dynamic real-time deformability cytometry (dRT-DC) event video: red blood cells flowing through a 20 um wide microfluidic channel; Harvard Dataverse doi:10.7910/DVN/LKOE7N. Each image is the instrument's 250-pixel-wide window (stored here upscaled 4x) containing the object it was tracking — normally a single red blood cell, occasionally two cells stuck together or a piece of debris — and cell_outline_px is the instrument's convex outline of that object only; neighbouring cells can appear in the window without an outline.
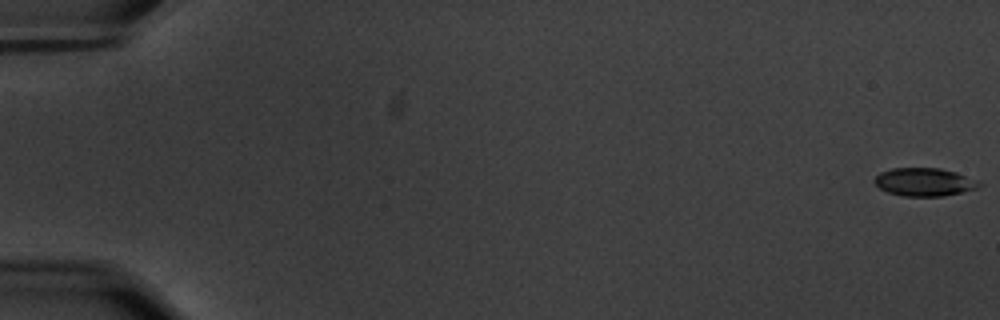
{"species": "common noctule bat (a hibernating species)", "species_latin": "Nyctalus noctula", "temperature_condition": "warm", "stored_images_in_passage": 55, "camera_frame_rate_fps": 3000, "um_per_image_px": 0.085, "animal": {"sex": "male", "body_mass_g": 20.1, "forearm_length_mm": 53.5}, "frame": {"image": 1, "passage_image": 1, "time_ms": 0.0, "image_size_px": [1000, 320], "cell_outline_px": [[980, 184], [976, 188], [944, 196], [904, 196], [888, 192], [880, 188], [872, 180], [880, 172], [892, 168], [940, 168], [956, 172], [976, 180]], "centroid_in_image_um": [78.52, 15.46], "position_along_channel_um": 6.5, "area_um2": 16.94}}
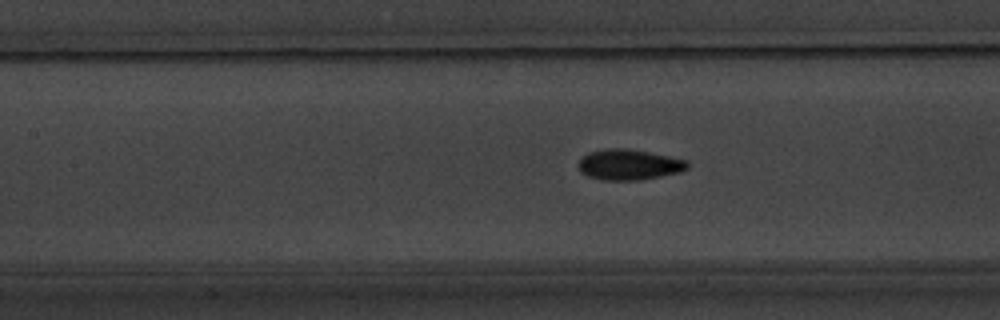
{"frame": {"image": 2, "passage_image": 28, "time_ms": 9.0, "image_size_px": [1000, 320], "cell_outline_px": [[688, 168], [680, 172], [660, 176], [636, 180], [600, 180], [588, 176], [580, 172], [580, 160], [588, 152], [608, 148], [624, 148], [648, 152], [688, 160]], "centroid_in_image_um": [53.46, 13.99], "position_along_channel_um": 153.9, "area_um2": 19.25}}
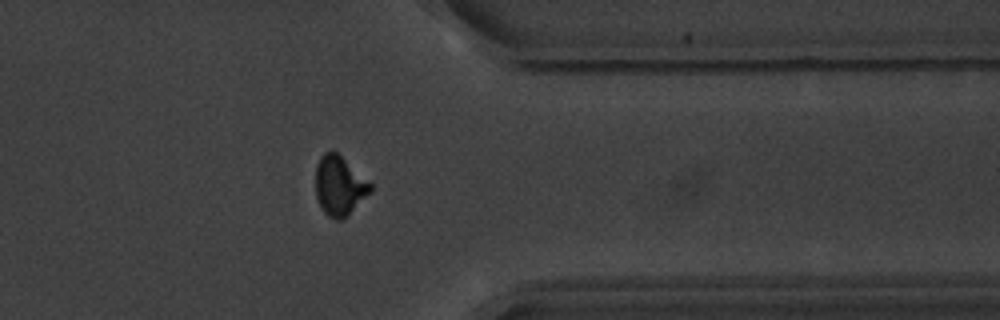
{"frame": {"image": 3, "passage_image": 48, "time_ms": 15.667, "image_size_px": [1000, 320], "cell_outline_px": [[372, 192], [340, 220], [336, 220], [328, 216], [320, 208], [316, 196], [316, 164], [320, 156], [324, 152], [332, 148], [372, 184]], "centroid_in_image_um": [28.82, 15.76], "position_along_channel_um": 382.6, "area_um2": 18.96}}